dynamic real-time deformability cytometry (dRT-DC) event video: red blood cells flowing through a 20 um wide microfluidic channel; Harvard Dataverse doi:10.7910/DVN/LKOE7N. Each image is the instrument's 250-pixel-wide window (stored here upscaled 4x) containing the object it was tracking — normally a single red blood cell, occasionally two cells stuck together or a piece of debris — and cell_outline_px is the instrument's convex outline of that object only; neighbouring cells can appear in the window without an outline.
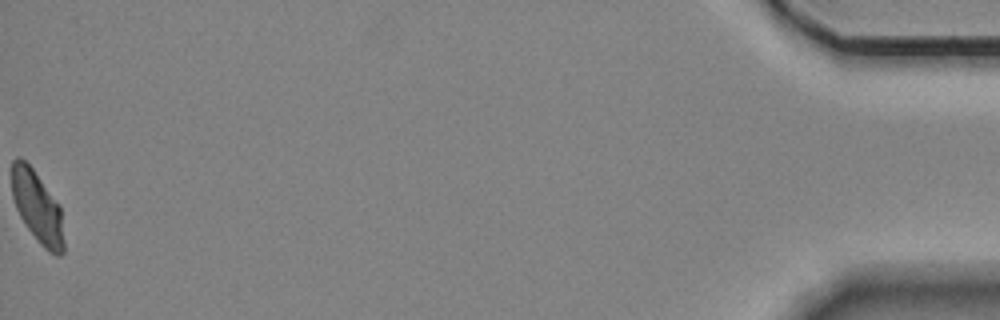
{"species": "Egyptian fruit bat (a non-hibernating species)", "species_latin": "Rousettus aegyptiacus", "temperature_condition": "room temperature", "stored_images_in_passage": 56, "camera_frame_rate_fps": 3000, "um_per_image_px": 0.085, "animal": {"sex": "female"}, "frame": {"image": 1, "passage_image": 56, "time_ms": 18.333, "image_size_px": [1000, 320], "cell_outline_px": [[64, 252], [60, 256], [56, 256], [48, 252], [40, 244], [24, 224], [16, 208], [12, 196], [12, 160], [16, 156], [20, 156], [32, 168], [60, 204], [64, 240]], "centroid_in_image_um": [3.18, 17.62], "position_along_channel_um": 432.0, "area_um2": 21.96}, "authors_computed_cell_mechanics": {"area_um2": 22.5998, "velocity_mm_per_s": 3.5019, "shape_relaxation_time_tau1_ms": null, "shape_relaxation_time_tau2_ms": 5.4531, "deformation_change_tau1": null, "deformation_change_tau2": 0.0987}}